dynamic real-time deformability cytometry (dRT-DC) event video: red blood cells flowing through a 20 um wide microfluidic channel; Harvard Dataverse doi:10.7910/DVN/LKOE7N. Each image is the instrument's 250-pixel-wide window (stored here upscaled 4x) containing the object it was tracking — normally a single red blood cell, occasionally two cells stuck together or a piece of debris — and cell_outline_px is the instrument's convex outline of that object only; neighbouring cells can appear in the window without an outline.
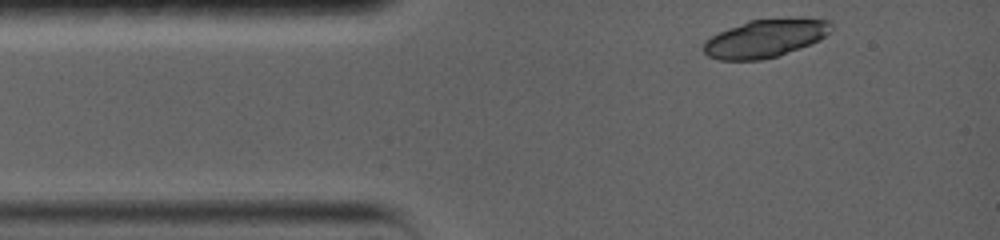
{"species": "common noctule bat (a hibernating species)", "species_latin": "Nyctalus noctula", "temperature_condition": "warm", "stored_images_in_passage": 4, "camera_frame_rate_fps": 5000, "um_per_image_px": 0.085, "animal": {"sex": "female", "body_mass_g": 19.0, "forearm_length_mm": 56.7}, "frame": {"image": 1, "passage_image": 1, "time_ms": 0.0, "image_size_px": [1000, 240], "cell_outline_px": [[832, 28], [820, 40], [776, 56], [760, 60], [720, 60], [708, 56], [704, 52], [704, 40], [728, 28], [748, 20], [788, 16], [804, 16], [832, 20]], "centroid_in_image_um": [65.1, 3.2], "position_along_channel_um": 19.9, "area_um2": 28.78}}